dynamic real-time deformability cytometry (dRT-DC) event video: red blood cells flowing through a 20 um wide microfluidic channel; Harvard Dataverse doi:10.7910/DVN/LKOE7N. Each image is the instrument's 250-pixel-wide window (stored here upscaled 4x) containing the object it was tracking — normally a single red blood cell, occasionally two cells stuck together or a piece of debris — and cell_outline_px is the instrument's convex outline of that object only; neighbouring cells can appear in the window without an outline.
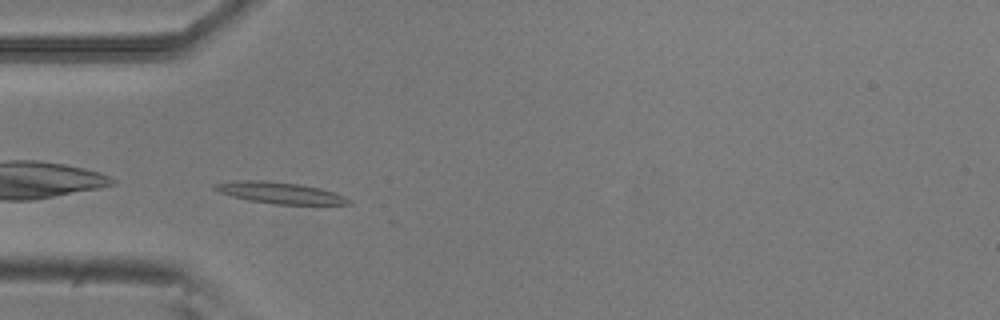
{"species": "common noctule bat (a hibernating species)", "species_latin": "Nyctalus noctula", "temperature_condition": "room temperature", "stored_images_in_passage": 4, "camera_frame_rate_fps": 3000, "um_per_image_px": 0.085, "animal": {"sex": "male", "body_mass_g": 20.5, "forearm_length_mm": 52.5}, "frame": {"image": 1, "passage_image": 1, "time_ms": 0.0, "image_size_px": [1000, 320], "cell_outline_px": [[352, 204], [272, 204], [232, 196], [220, 192], [212, 188], [212, 184], [236, 180], [264, 180], [300, 184], [320, 188], [344, 196], [352, 200]], "centroid_in_image_um": [23.78, 16.38], "position_along_channel_um": 61.2, "area_um2": 16.59}}